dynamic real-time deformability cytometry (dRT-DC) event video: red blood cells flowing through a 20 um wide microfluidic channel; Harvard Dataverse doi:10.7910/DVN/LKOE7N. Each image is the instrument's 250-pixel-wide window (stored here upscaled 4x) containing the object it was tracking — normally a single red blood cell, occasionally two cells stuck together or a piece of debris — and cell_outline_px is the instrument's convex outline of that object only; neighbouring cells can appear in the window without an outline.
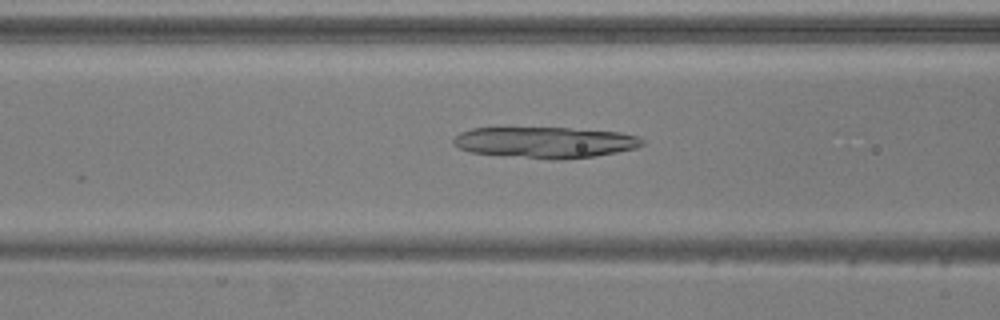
{"species": "common noctule bat (a hibernating species)", "species_latin": "Nyctalus noctula", "temperature_condition": "warm", "stored_images_in_passage": 50, "camera_frame_rate_fps": 3000, "um_per_image_px": 0.085, "animal": {"sex": "male", "body_mass_g": 20.5, "forearm_length_mm": 52.5}, "frame": {"image": 1, "passage_image": 18, "time_ms": 5.667, "image_size_px": [1000, 320], "cell_outline_px": [[644, 144], [636, 148], [596, 156], [560, 160], [556, 160], [472, 152], [460, 148], [452, 144], [452, 140], [460, 132], [472, 128], [568, 128], [620, 132], [640, 136], [644, 140]], "centroid_in_image_um": [46.38, 12.1], "position_along_channel_um": 120.2, "area_um2": 34.1}}
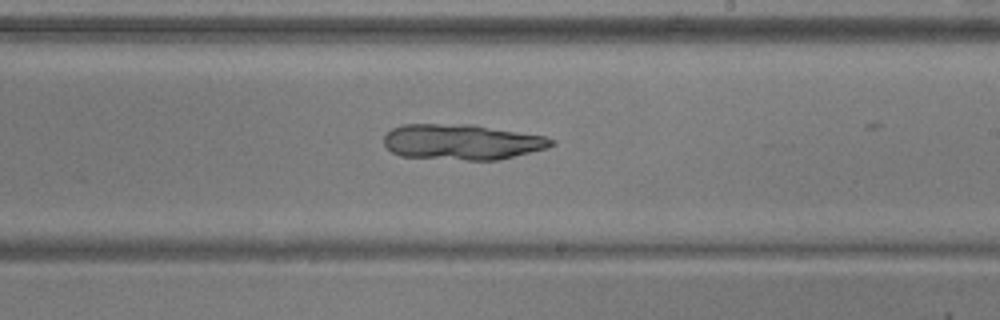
{"frame": {"image": 2, "passage_image": 28, "time_ms": 9.0, "image_size_px": [1000, 320], "cell_outline_px": [[556, 144], [548, 148], [500, 160], [468, 160], [400, 156], [392, 152], [384, 144], [384, 136], [392, 128], [404, 124], [472, 124], [544, 136], [556, 140]], "centroid_in_image_um": [39.3, 12.07], "position_along_channel_um": 249.7, "area_um2": 34.85}}
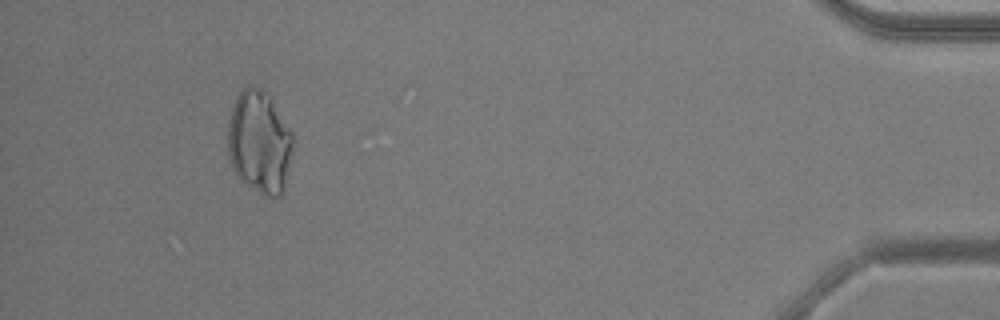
{"frame": {"image": 3, "passage_image": 46, "time_ms": 15.0, "image_size_px": [1000, 320], "cell_outline_px": [[292, 152], [284, 192], [280, 196], [272, 200], [264, 196], [244, 184], [236, 176], [232, 168], [228, 156], [228, 124], [232, 108], [240, 92], [248, 84], [252, 84], [260, 88], [272, 96], [292, 132]], "centroid_in_image_um": [22.06, 12.11], "position_along_channel_um": 413.1, "area_um2": 39.88}}